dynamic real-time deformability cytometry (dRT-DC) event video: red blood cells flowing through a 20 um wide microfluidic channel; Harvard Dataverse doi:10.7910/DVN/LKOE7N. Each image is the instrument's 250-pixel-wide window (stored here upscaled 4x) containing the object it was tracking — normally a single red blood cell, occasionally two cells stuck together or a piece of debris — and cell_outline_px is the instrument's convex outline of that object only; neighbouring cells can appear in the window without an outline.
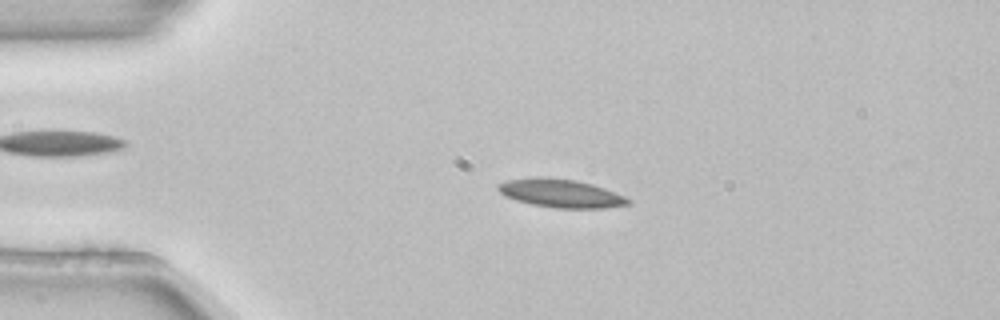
{"species": "common noctule bat (a hibernating species)", "species_latin": "Nyctalus noctula", "temperature_condition": "room temperature", "stored_images_in_passage": 4, "camera_frame_rate_fps": 3000, "um_per_image_px": 0.085, "animal": {"sex": "female", "body_mass_g": 22.7, "forearm_length_mm": 54.2}, "frame": {"image": 1, "passage_image": 3, "time_ms": 0.667, "image_size_px": [1000, 320], "cell_outline_px": [[632, 204], [604, 208], [556, 208], [532, 204], [516, 200], [504, 196], [496, 188], [496, 184], [508, 180], [536, 176], [548, 176], [576, 180], [592, 184], [604, 188], [624, 196], [632, 200]], "centroid_in_image_um": [47.65, 16.42], "position_along_channel_um": 37.3, "area_um2": 21.73}}